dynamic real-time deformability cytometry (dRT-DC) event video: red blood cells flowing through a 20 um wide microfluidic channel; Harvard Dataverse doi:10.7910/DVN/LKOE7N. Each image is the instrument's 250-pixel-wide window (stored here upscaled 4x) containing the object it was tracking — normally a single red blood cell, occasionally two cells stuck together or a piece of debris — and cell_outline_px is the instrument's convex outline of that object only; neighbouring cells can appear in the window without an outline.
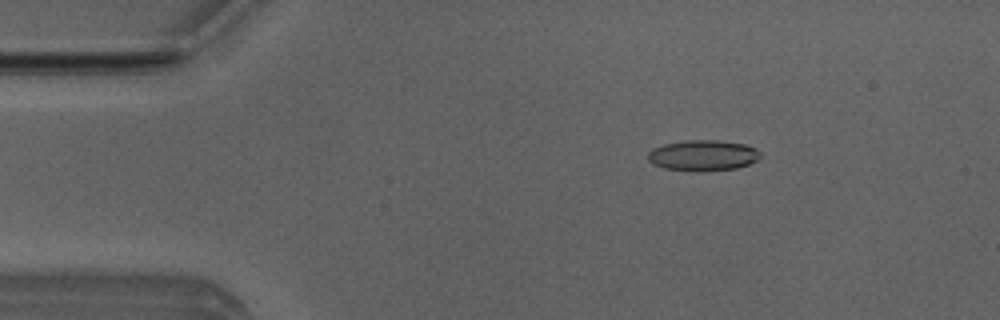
{"species": "Egyptian fruit bat (a non-hibernating species)", "species_latin": "Rousettus aegyptiacus", "temperature_condition": "room temperature", "stored_images_in_passage": 5, "camera_frame_rate_fps": 3000, "um_per_image_px": 0.085, "animal": {"sex": "male"}, "frame": {"image": 1, "passage_image": 3, "time_ms": 0.667, "image_size_px": [1000, 320], "cell_outline_px": [[760, 156], [756, 160], [748, 164], [736, 168], [704, 172], [700, 172], [664, 168], [652, 164], [648, 160], [648, 152], [652, 148], [664, 144], [688, 140], [716, 140], [744, 144], [756, 148], [760, 152]], "centroid_in_image_um": [59.73, 13.22], "position_along_channel_um": 25.3, "area_um2": 20.23}}